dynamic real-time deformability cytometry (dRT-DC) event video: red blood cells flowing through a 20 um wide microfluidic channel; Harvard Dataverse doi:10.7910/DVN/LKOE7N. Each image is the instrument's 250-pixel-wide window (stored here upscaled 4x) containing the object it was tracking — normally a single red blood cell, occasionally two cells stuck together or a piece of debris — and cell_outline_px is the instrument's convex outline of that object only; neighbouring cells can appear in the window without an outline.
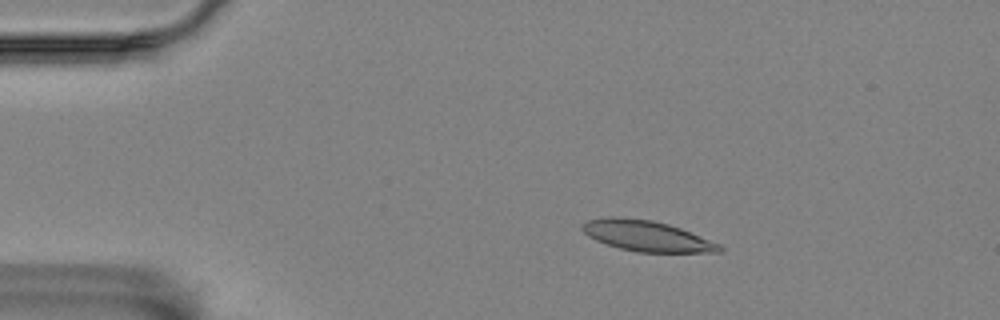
{"species": "Egyptian fruit bat (a non-hibernating species)", "species_latin": "Rousettus aegyptiacus", "temperature_condition": "room temperature", "stored_images_in_passage": 4, "camera_frame_rate_fps": 3000, "um_per_image_px": 0.085, "animal": {"sex": "female"}, "frame": {"image": 1, "passage_image": 1, "time_ms": 0.0, "image_size_px": [1000, 320], "cell_outline_px": [[724, 248], [720, 252], [636, 252], [620, 248], [596, 240], [588, 236], [580, 228], [580, 224], [588, 220], [608, 216], [616, 216], [652, 220], [668, 224], [680, 228], [720, 244]], "centroid_in_image_um": [54.94, 20.04], "position_along_channel_um": 30.1, "area_um2": 24.45}}
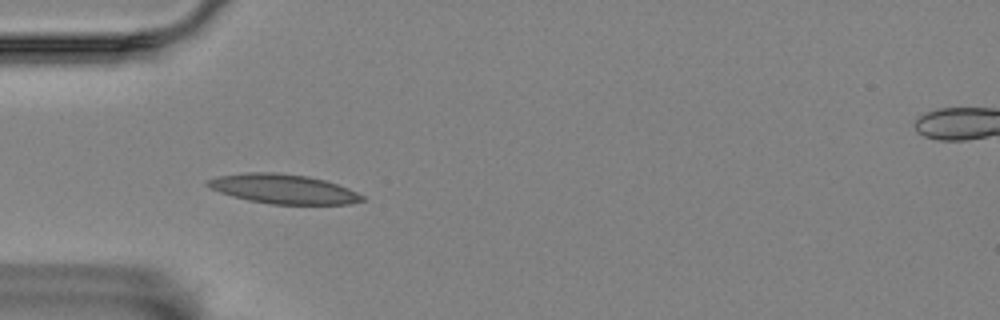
{"frame": {"image": 2, "passage_image": 3, "time_ms": 0.667, "image_size_px": [1000, 320], "cell_outline_px": [[368, 200], [348, 204], [268, 204], [248, 200], [232, 196], [220, 192], [204, 184], [204, 180], [216, 176], [244, 172], [276, 172], [308, 176], [324, 180], [348, 188], [364, 196]], "centroid_in_image_um": [24.05, 16.05], "position_along_channel_um": 61.0, "area_um2": 26.7}}
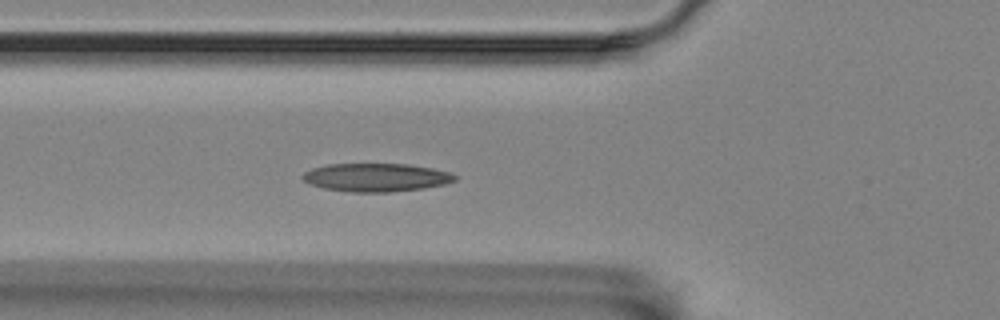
{"frame": {"image": 3, "passage_image": 4, "time_ms": 1.0, "image_size_px": [1000, 320], "cell_outline_px": [[460, 176], [456, 180], [444, 184], [424, 188], [388, 192], [352, 192], [324, 188], [308, 184], [300, 176], [304, 172], [312, 168], [328, 164], [408, 164], [432, 168], [448, 172]], "centroid_in_image_um": [31.96, 15.08], "position_along_channel_um": 93.8, "area_um2": 25.14}}